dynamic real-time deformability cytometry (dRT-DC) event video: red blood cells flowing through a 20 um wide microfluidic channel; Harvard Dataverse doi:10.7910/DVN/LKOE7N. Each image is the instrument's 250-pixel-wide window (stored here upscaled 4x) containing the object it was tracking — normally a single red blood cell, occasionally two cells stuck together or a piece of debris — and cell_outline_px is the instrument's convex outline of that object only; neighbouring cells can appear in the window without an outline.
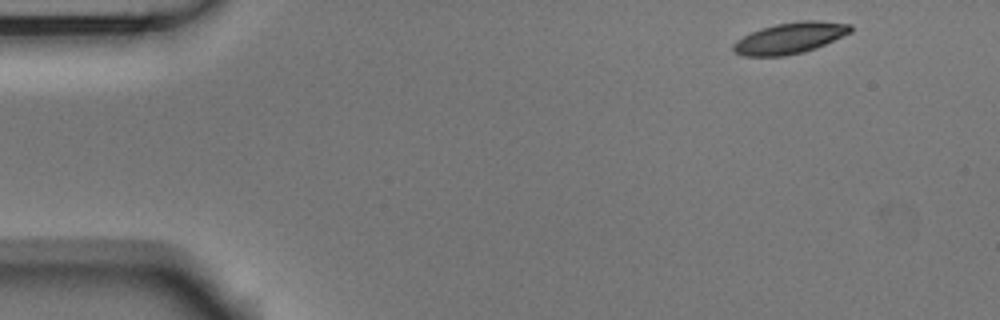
{"species": "Egyptian fruit bat (a non-hibernating species)", "species_latin": "Rousettus aegyptiacus", "temperature_condition": "room temperature", "stored_images_in_passage": 49, "camera_frame_rate_fps": 3000, "um_per_image_px": 0.085, "animal": {"sex": "male"}, "frame": {"image": 1, "passage_image": 1, "time_ms": 0.0, "image_size_px": [1000, 320], "cell_outline_px": [[852, 32], [816, 48], [804, 52], [784, 56], [744, 56], [732, 52], [732, 44], [736, 40], [760, 28], [776, 24], [800, 20], [816, 20], [852, 24]], "centroid_in_image_um": [67.14, 3.23], "position_along_channel_um": 17.9, "area_um2": 21.44}}
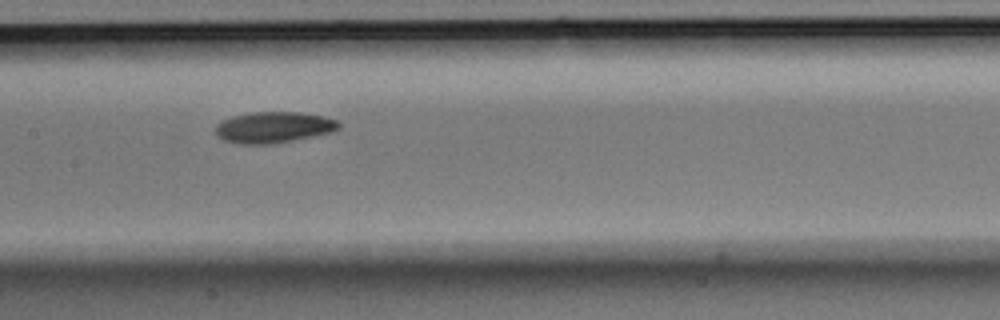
{"frame": {"image": 2, "passage_image": 22, "time_ms": 7.0, "image_size_px": [1000, 320], "cell_outline_px": [[340, 128], [332, 132], [272, 144], [240, 144], [224, 140], [216, 136], [216, 124], [232, 116], [252, 112], [300, 112], [320, 116], [336, 120], [340, 124]], "centroid_in_image_um": [23.23, 10.82], "position_along_channel_um": 184.2, "area_um2": 22.2}}
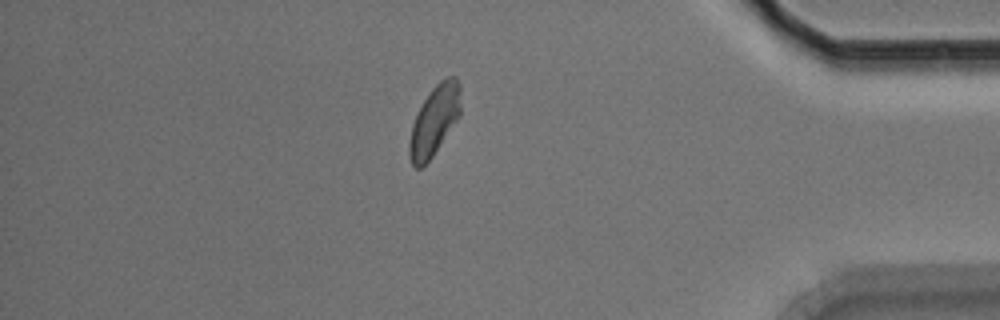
{"frame": {"image": 3, "passage_image": 42, "time_ms": 13.667, "image_size_px": [1000, 320], "cell_outline_px": [[460, 116], [432, 156], [420, 168], [416, 168], [412, 164], [408, 156], [408, 144], [412, 124], [424, 100], [432, 88], [440, 80], [448, 76], [456, 76], [460, 84]], "centroid_in_image_um": [36.92, 10.23], "position_along_channel_um": 398.3, "area_um2": 20.75}, "authors_computed_cell_mechanics": {"area_um2": 21.4438, "velocity_mm_per_s": 3.725, "shape_relaxation_time_tau1_ms": 3.222, "shape_relaxation_time_tau2_ms": null, "deformation_change_tau1": 0.1013, "deformation_change_tau2": null}}